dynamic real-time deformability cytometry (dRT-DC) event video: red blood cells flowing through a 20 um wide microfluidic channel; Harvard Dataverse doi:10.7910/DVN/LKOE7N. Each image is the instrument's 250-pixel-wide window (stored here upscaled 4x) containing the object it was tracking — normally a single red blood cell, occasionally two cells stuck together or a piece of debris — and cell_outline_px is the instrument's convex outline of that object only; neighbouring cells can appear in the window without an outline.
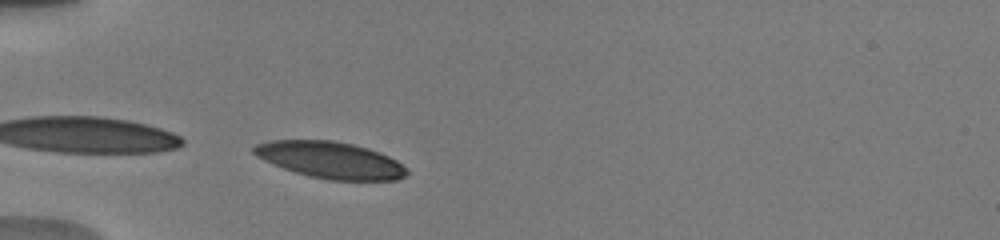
{"species": "human", "species_latin": "Homo sapiens", "temperature_condition": "warm", "stored_images_in_passage": 8, "camera_frame_rate_fps": 3000, "um_per_image_px": 0.085, "donor": {"sex": "male"}, "frame": {"image": 1, "passage_image": 1, "time_ms": 0.0, "image_size_px": [1000, 240], "cell_outline_px": [[408, 172], [404, 176], [396, 180], [328, 180], [296, 172], [284, 168], [264, 160], [256, 156], [252, 152], [252, 148], [256, 144], [272, 140], [332, 140], [352, 144], [368, 148], [380, 152], [396, 160]], "centroid_in_image_um": [28.07, 13.59], "position_along_channel_um": 56.9, "area_um2": 32.31}}
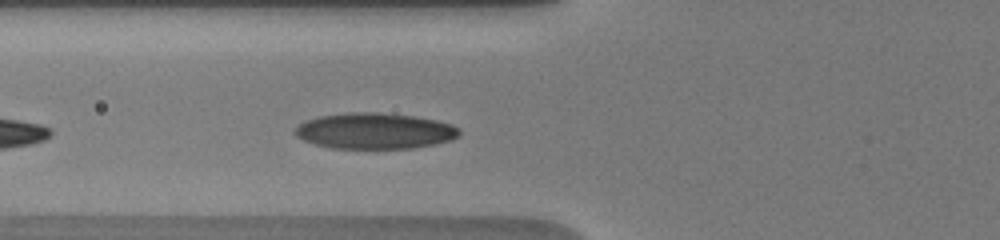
{"frame": {"image": 2, "passage_image": 8, "time_ms": 1.333, "image_size_px": [1000, 240], "cell_outline_px": [[460, 136], [452, 140], [436, 144], [412, 148], [332, 148], [316, 144], [304, 140], [296, 136], [292, 132], [300, 124], [308, 120], [320, 116], [352, 112], [376, 112], [412, 116], [436, 120], [452, 124], [460, 128]], "centroid_in_image_um": [31.9, 11.13], "position_along_channel_um": 93.9, "area_um2": 34.33}}